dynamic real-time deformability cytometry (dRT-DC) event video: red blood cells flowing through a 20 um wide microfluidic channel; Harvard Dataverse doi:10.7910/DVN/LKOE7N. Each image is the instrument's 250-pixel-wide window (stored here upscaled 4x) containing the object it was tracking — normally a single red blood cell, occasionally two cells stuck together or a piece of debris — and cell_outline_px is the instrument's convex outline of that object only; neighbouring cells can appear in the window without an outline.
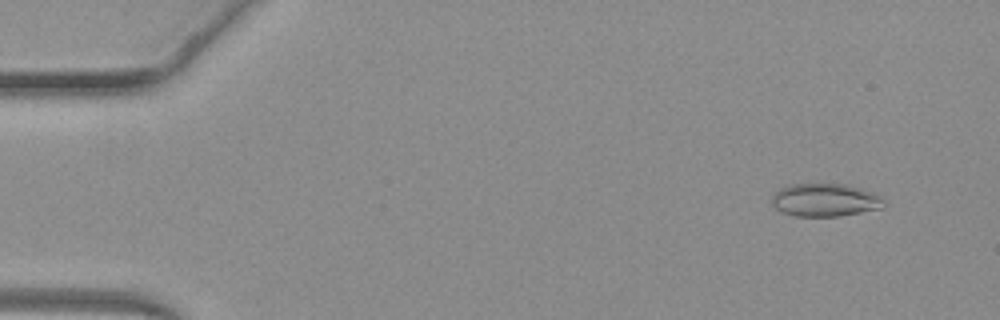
{"species": "common noctule bat (a hibernating species)", "species_latin": "Nyctalus noctula", "temperature_condition": "warm", "stored_images_in_passage": 50, "camera_frame_rate_fps": 3000, "um_per_image_px": 0.085, "animal": {"sex": "female", "body_mass_g": 19.3, "forearm_length_mm": 54.1}, "frame": {"image": 1, "passage_image": 4, "time_ms": 1.0, "image_size_px": [1000, 320], "cell_outline_px": [[884, 208], [840, 216], [796, 216], [780, 212], [772, 204], [772, 192], [788, 184], [848, 184], [872, 192], [880, 196], [884, 200]], "centroid_in_image_um": [70.11, 17.0], "position_along_channel_um": 14.9, "area_um2": 21.79}}
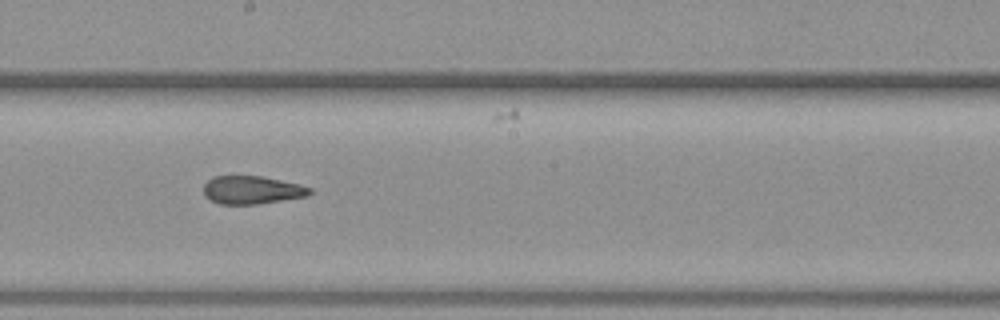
{"frame": {"image": 2, "passage_image": 28, "time_ms": 9.0, "image_size_px": [1000, 320], "cell_outline_px": [[312, 192], [308, 196], [256, 204], [220, 204], [204, 196], [204, 184], [212, 176], [260, 176], [300, 184], [312, 188]], "centroid_in_image_um": [21.42, 16.14], "position_along_channel_um": 226.8, "area_um2": 17.34}}
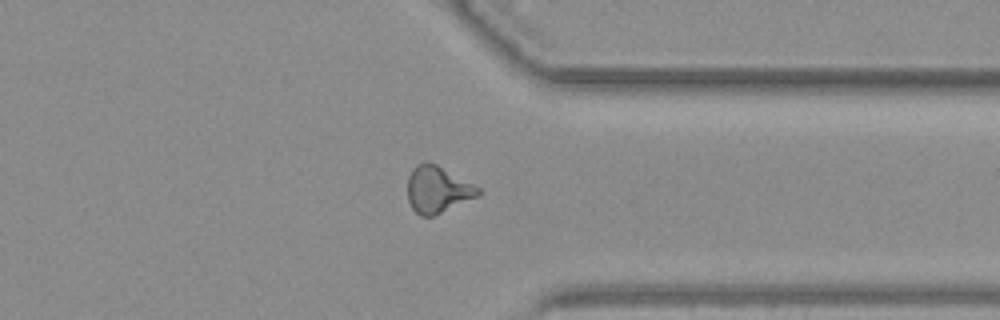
{"frame": {"image": 3, "passage_image": 39, "time_ms": 12.667, "image_size_px": [1000, 320], "cell_outline_px": [[480, 192], [476, 196], [432, 216], [420, 216], [412, 208], [408, 200], [408, 176], [412, 168], [416, 164], [424, 160], [428, 160], [436, 164], [480, 188]], "centroid_in_image_um": [37.13, 16.07], "position_along_channel_um": 374.3, "area_um2": 18.9}, "authors_computed_cell_mechanics": {"area_um2": 18.8717, "velocity_mm_per_s": 4.1027, "shape_relaxation_time_tau1_ms": null, "shape_relaxation_time_tau2_ms": 2.0824, "deformation_change_tau1": null, "deformation_change_tau2": 0.1059}}